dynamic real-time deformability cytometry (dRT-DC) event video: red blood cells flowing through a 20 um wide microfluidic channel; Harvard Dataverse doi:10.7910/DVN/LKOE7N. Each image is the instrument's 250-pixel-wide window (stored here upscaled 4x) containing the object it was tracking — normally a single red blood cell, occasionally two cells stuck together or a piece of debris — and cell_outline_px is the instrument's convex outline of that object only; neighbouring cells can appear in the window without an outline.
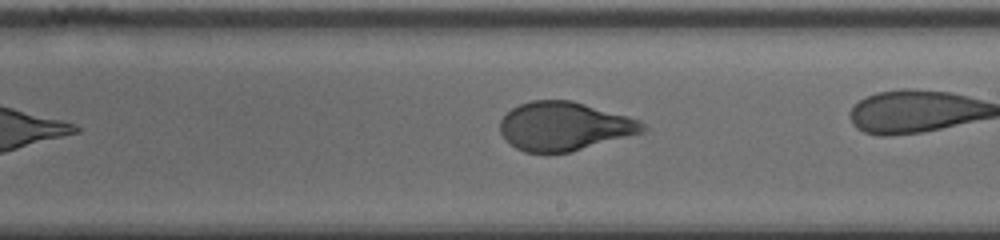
{"species": "human", "species_latin": "Homo sapiens", "temperature_condition": "cold", "stored_images_in_passage": 27, "camera_frame_rate_fps": 3000, "um_per_image_px": 0.085, "donor": {"sex": "male"}, "frame": {"image": 1, "passage_image": 16, "time_ms": 5.0, "image_size_px": [1000, 240], "cell_outline_px": [[648, 128], [644, 132], [572, 152], [524, 152], [516, 148], [500, 132], [500, 120], [512, 108], [520, 104], [532, 100], [572, 100], [628, 116], [640, 120]], "centroid_in_image_um": [47.99, 10.73], "position_along_channel_um": 241.0, "area_um2": 40.34}}